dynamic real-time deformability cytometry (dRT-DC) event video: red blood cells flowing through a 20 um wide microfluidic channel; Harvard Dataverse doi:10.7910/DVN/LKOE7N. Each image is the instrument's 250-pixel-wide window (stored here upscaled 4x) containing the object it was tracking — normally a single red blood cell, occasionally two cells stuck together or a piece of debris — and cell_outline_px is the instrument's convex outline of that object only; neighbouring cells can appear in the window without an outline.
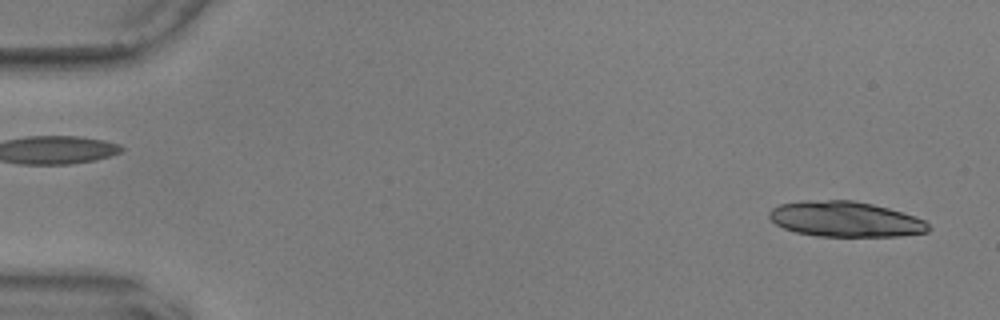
{"species": "common noctule bat (a hibernating species)", "species_latin": "Nyctalus noctula", "temperature_condition": "warm", "stored_images_in_passage": 55, "camera_frame_rate_fps": 3000, "um_per_image_px": 0.085, "animal": {"sex": "male", "body_mass_g": 17.9, "forearm_length_mm": 54.2}, "frame": {"image": 1, "passage_image": 2, "time_ms": 0.333, "image_size_px": [1000, 320], "cell_outline_px": [[932, 228], [928, 232], [900, 236], [816, 236], [796, 232], [784, 228], [776, 224], [768, 216], [768, 212], [772, 208], [780, 204], [800, 200], [852, 200], [872, 204], [888, 208], [916, 216], [924, 220]], "centroid_in_image_um": [71.85, 18.62], "position_along_channel_um": 13.1, "area_um2": 33.0}}
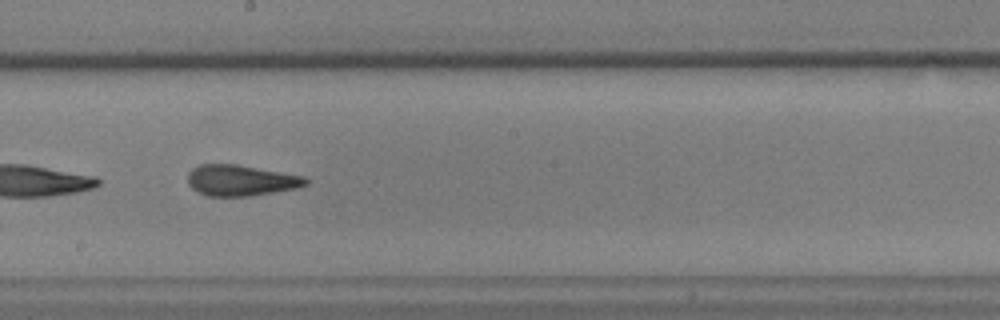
{"frame": {"image": 2, "passage_image": 31, "time_ms": 10.0, "image_size_px": [1000, 320], "cell_outline_px": [[308, 184], [296, 188], [252, 196], [208, 196], [196, 192], [188, 184], [188, 172], [192, 168], [200, 164], [236, 164], [304, 176], [308, 180]], "centroid_in_image_um": [20.44, 15.33], "position_along_channel_um": 227.8, "area_um2": 21.33}}
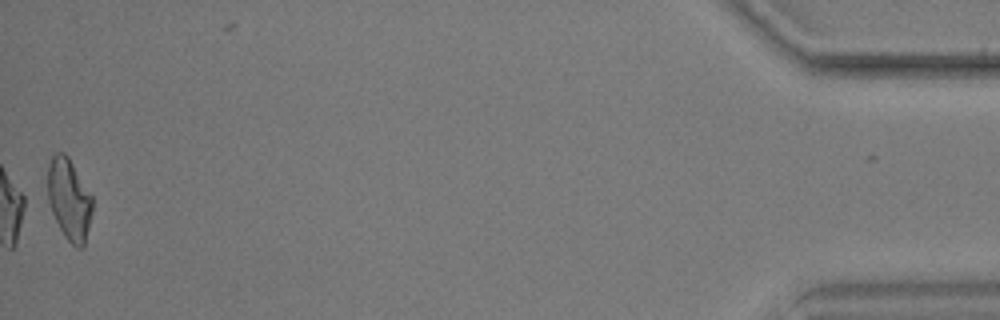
{"frame": {"image": 3, "passage_image": 55, "time_ms": 18.0, "image_size_px": [1000, 320], "cell_outline_px": [[92, 212], [84, 248], [76, 248], [64, 236], [52, 212], [48, 200], [48, 164], [52, 156], [56, 152], [64, 152], [68, 156], [92, 196]], "centroid_in_image_um": [5.88, 16.95], "position_along_channel_um": 429.3, "area_um2": 21.15}, "authors_computed_cell_mechanics": {"area_um2": 21.7328, "velocity_mm_per_s": 3.6155, "shape_relaxation_time_tau1_ms": null, "shape_relaxation_time_tau2_ms": 1.9144, "deformation_change_tau1": null, "deformation_change_tau2": 0.0981}}